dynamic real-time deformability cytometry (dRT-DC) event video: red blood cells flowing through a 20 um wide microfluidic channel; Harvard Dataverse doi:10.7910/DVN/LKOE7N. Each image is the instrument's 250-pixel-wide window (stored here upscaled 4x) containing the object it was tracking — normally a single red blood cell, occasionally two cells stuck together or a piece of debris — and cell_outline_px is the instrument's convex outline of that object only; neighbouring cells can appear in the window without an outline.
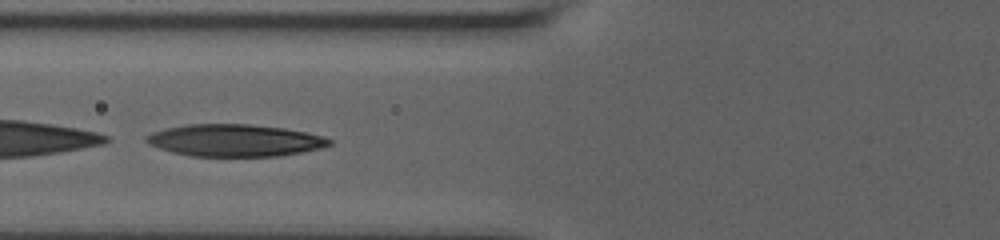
{"species": "human", "species_latin": "Homo sapiens", "temperature_condition": "room temperature", "stored_images_in_passage": 61, "camera_frame_rate_fps": 3000, "um_per_image_px": 0.085, "donor": {"sex": "male"}, "frame": {"image": 1, "passage_image": 17, "time_ms": 4.667, "image_size_px": [1000, 240], "cell_outline_px": [[332, 144], [320, 148], [300, 152], [276, 156], [192, 156], [172, 152], [148, 144], [144, 140], [144, 136], [152, 132], [168, 128], [188, 124], [248, 124], [284, 128], [324, 136], [332, 140]], "centroid_in_image_um": [19.93, 11.93], "position_along_channel_um": 105.9, "area_um2": 34.1}}
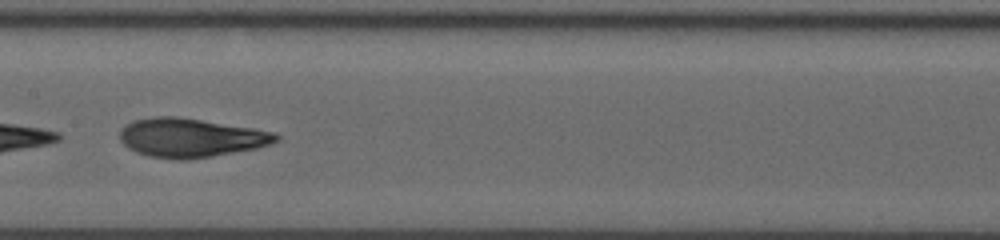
{"frame": {"image": 2, "passage_image": 24, "time_ms": 7.0, "image_size_px": [1000, 240], "cell_outline_px": [[280, 140], [256, 148], [212, 156], [188, 160], [180, 160], [148, 156], [136, 152], [128, 148], [120, 140], [120, 132], [128, 124], [136, 120], [156, 116], [176, 116], [252, 128], [272, 132], [280, 136]], "centroid_in_image_um": [16.2, 11.72], "position_along_channel_um": 191.2, "area_um2": 35.03}}
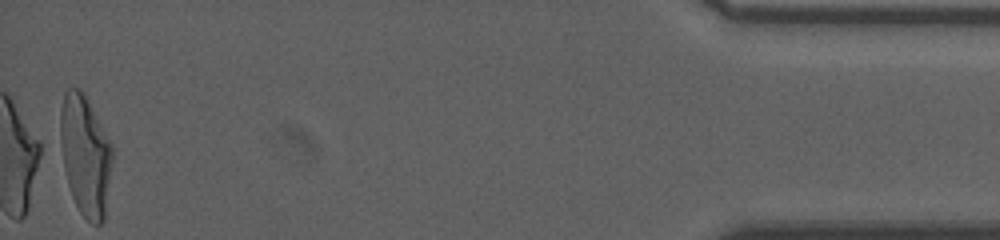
{"frame": {"image": 3, "passage_image": 61, "time_ms": 15.667, "image_size_px": [1000, 240], "cell_outline_px": [[112, 160], [104, 220], [100, 224], [92, 224], [80, 212], [72, 196], [68, 184], [56, 144], [60, 108], [64, 92], [68, 88], [80, 88], [112, 144]], "centroid_in_image_um": [7.18, 13.17], "position_along_channel_um": 428.0, "area_um2": 37.17}, "authors_computed_cell_mechanics": {"area_um2": 35.547, "velocity_mm_per_s": 3.6366, "shape_relaxation_time_tau1_ms": 7.585, "shape_relaxation_time_tau2_ms": 1.6265, "deformation_change_tau1": 0.315, "deformation_change_tau2": 0.0947}}